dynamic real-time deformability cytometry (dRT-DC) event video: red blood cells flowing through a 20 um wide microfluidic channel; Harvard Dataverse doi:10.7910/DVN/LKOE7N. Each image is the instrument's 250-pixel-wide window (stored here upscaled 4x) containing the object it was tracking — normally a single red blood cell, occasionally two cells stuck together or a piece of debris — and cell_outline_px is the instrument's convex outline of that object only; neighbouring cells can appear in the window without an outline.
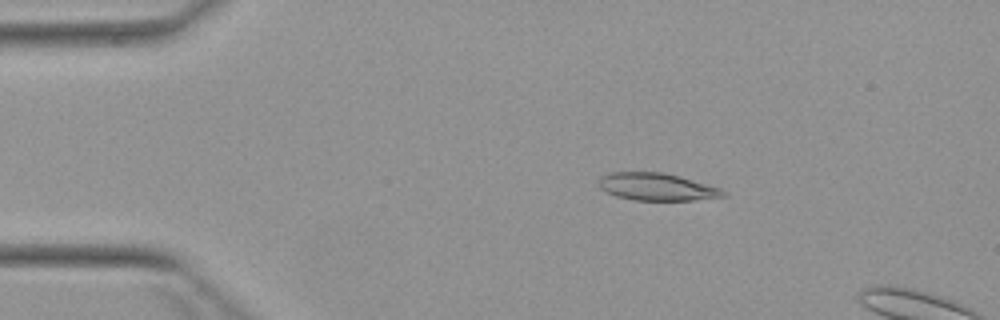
{"species": "Egyptian fruit bat (a non-hibernating species)", "species_latin": "Rousettus aegyptiacus", "temperature_condition": "warm", "stored_images_in_passage": 3, "camera_frame_rate_fps": 3000, "um_per_image_px": 0.085, "animal": {"sex": "female"}, "frame": {"image": 1, "passage_image": 2, "time_ms": 1.0, "image_size_px": [1000, 320], "cell_outline_px": [[724, 196], [692, 200], [636, 200], [616, 196], [600, 188], [596, 180], [600, 176], [608, 172], [664, 172], [680, 176], [720, 188], [724, 192]], "centroid_in_image_um": [55.75, 15.86], "position_along_channel_um": 29.2, "area_um2": 19.83}}